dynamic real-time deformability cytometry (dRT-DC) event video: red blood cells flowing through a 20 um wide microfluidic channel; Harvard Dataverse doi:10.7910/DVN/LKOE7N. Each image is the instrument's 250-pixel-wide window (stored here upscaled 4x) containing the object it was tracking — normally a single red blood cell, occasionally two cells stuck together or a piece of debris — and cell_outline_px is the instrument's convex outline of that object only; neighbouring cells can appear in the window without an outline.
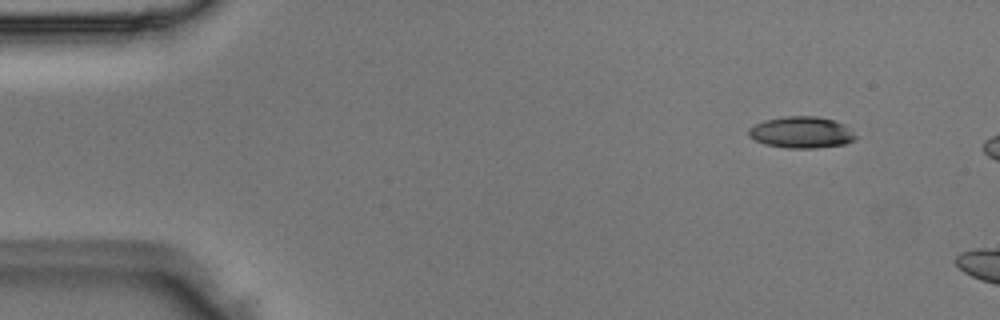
{"species": "Egyptian fruit bat (a non-hibernating species)", "species_latin": "Rousettus aegyptiacus", "temperature_condition": "room temperature", "stored_images_in_passage": 3, "camera_frame_rate_fps": 3000, "um_per_image_px": 0.085, "animal": {"sex": "male"}, "frame": {"image": 1, "passage_image": 1, "time_ms": 0.0, "image_size_px": [1000, 320], "cell_outline_px": [[856, 140], [844, 144], [816, 148], [788, 148], [764, 144], [748, 136], [748, 128], [764, 120], [784, 116], [816, 116], [832, 120], [844, 124], [856, 136]], "centroid_in_image_um": [68.1, 11.25], "position_along_channel_um": 16.9, "area_um2": 19.59}}